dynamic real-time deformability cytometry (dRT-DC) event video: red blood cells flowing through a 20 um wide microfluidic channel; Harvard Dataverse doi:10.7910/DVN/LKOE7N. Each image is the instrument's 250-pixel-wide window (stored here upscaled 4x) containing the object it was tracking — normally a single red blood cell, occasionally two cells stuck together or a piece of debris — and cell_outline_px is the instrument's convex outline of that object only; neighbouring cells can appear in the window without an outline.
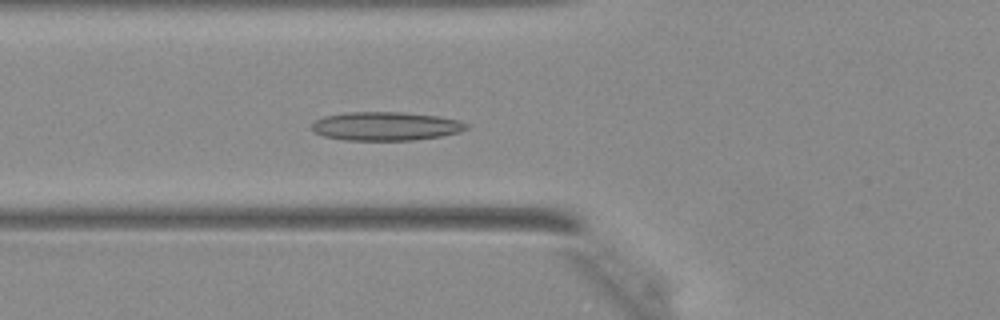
{"species": "Egyptian fruit bat (a non-hibernating species)", "species_latin": "Rousettus aegyptiacus", "temperature_condition": "warm", "stored_images_in_passage": 45, "camera_frame_rate_fps": 3000, "um_per_image_px": 0.085, "animal": {"sex": "female"}, "frame": {"image": 1, "passage_image": 17, "time_ms": 5.333, "image_size_px": [1000, 320], "cell_outline_px": [[468, 128], [460, 132], [440, 136], [412, 140], [344, 140], [324, 136], [312, 132], [312, 124], [316, 120], [324, 116], [348, 112], [400, 112], [436, 116], [456, 120], [468, 124]], "centroid_in_image_um": [32.75, 10.73], "position_along_channel_um": 93.1, "area_um2": 25.66}}
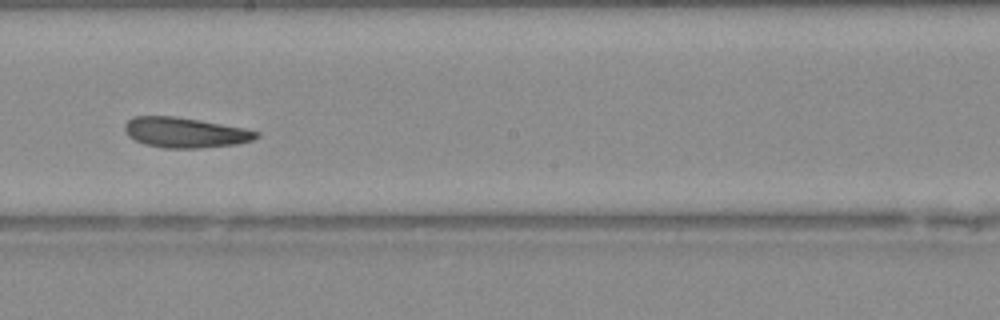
{"frame": {"image": 2, "passage_image": 26, "time_ms": 8.333, "image_size_px": [1000, 320], "cell_outline_px": [[260, 136], [252, 140], [236, 144], [200, 148], [164, 148], [144, 144], [128, 136], [124, 132], [124, 124], [128, 120], [136, 116], [172, 116], [244, 128], [260, 132]], "centroid_in_image_um": [15.71, 11.27], "position_along_channel_um": 232.5, "area_um2": 23.0}}
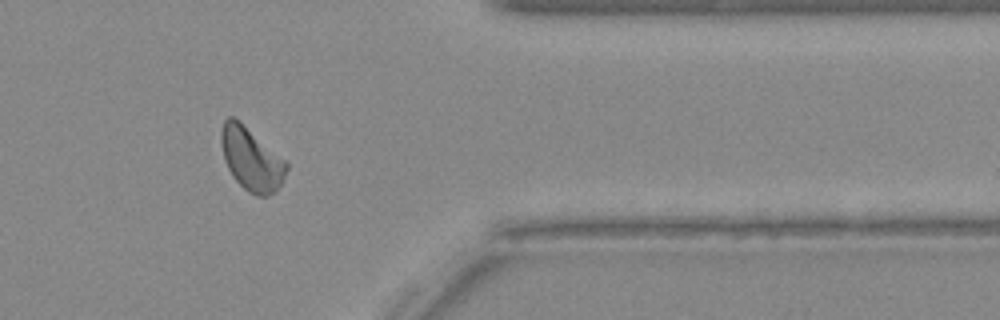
{"frame": {"image": 3, "passage_image": 37, "time_ms": 12.0, "image_size_px": [1000, 320], "cell_outline_px": [[288, 168], [276, 192], [268, 196], [256, 196], [248, 192], [232, 176], [224, 160], [220, 140], [220, 132], [224, 120], [228, 116], [232, 116], [284, 160], [288, 164]], "centroid_in_image_um": [21.33, 13.56], "position_along_channel_um": 390.1, "area_um2": 23.41}}